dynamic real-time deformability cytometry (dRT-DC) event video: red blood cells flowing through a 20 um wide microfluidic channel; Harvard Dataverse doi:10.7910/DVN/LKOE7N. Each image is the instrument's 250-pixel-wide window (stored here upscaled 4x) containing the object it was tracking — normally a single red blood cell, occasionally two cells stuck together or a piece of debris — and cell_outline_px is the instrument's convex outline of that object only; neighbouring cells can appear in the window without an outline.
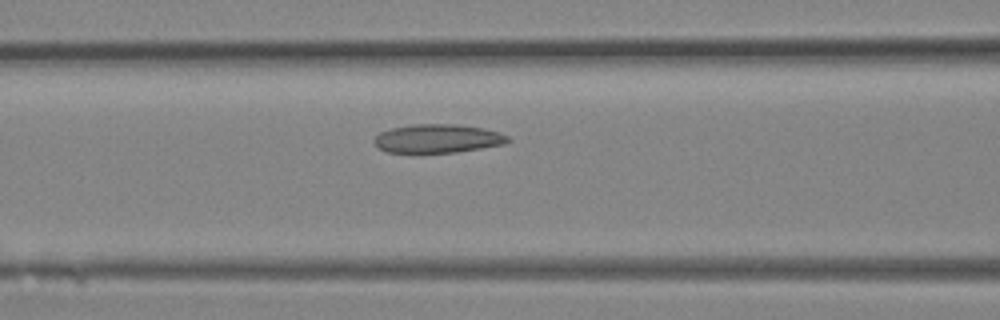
{"species": "Egyptian fruit bat (a non-hibernating species)", "species_latin": "Rousettus aegyptiacus", "temperature_condition": "room temperature", "stored_images_in_passage": 15, "camera_frame_rate_fps": 3000, "um_per_image_px": 0.085, "animal": {"sex": "female"}, "frame": {"image": 1, "passage_image": 11, "time_ms": 3.333, "image_size_px": [1000, 320], "cell_outline_px": [[512, 140], [504, 144], [456, 152], [388, 152], [380, 148], [372, 140], [380, 132], [392, 128], [412, 124], [456, 124], [484, 128], [500, 132], [508, 136]], "centroid_in_image_um": [37.23, 11.76], "position_along_channel_um": 129.4, "area_um2": 22.2}}
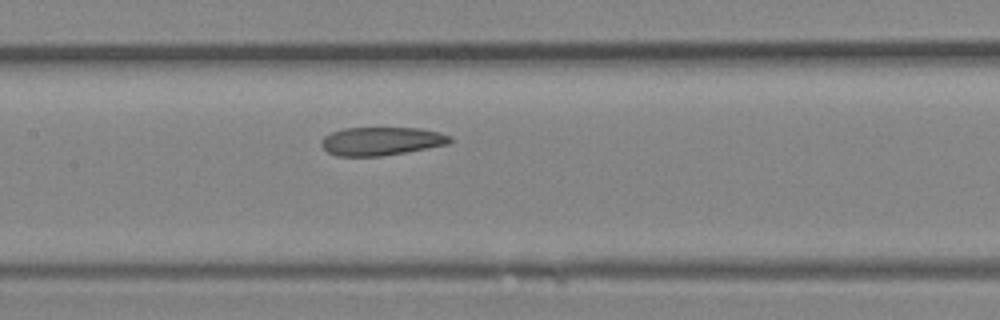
{"frame": {"image": 2, "passage_image": 13, "time_ms": 4.0, "image_size_px": [1000, 320], "cell_outline_px": [[452, 140], [448, 144], [404, 152], [380, 156], [336, 156], [328, 152], [320, 144], [324, 136], [332, 132], [344, 128], [420, 128], [440, 132], [452, 136]], "centroid_in_image_um": [32.41, 11.99], "position_along_channel_um": 175.0, "area_um2": 21.15}}
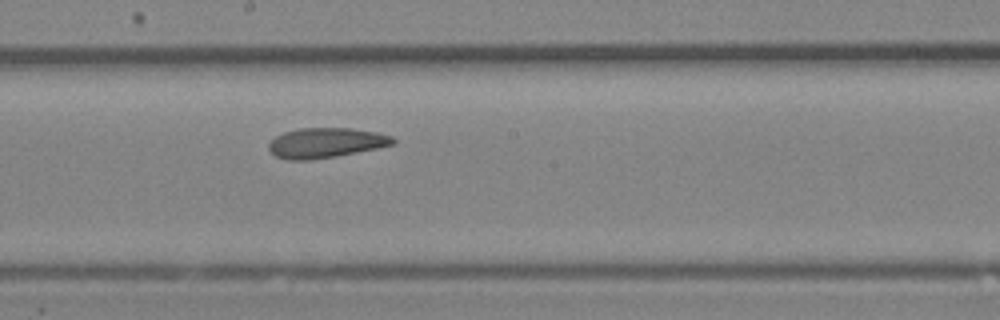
{"frame": {"image": 3, "passage_image": 15, "time_ms": 4.667, "image_size_px": [1000, 320], "cell_outline_px": [[396, 144], [336, 156], [312, 160], [288, 160], [276, 156], [268, 148], [268, 144], [276, 136], [284, 132], [300, 128], [348, 128], [376, 132], [392, 136], [396, 140]], "centroid_in_image_um": [27.69, 12.14], "position_along_channel_um": 220.5, "area_um2": 21.62}}